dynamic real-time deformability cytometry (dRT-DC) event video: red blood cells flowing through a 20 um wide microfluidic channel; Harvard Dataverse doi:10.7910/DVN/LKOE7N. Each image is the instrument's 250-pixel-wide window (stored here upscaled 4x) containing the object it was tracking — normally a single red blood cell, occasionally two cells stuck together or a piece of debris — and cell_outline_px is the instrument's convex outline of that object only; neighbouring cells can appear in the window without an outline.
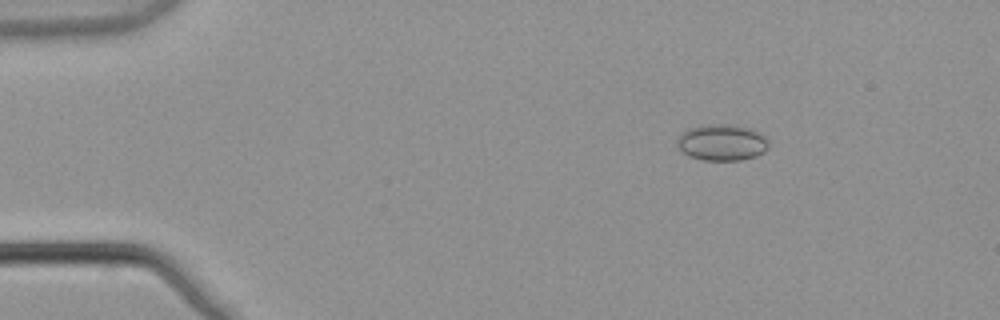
{"species": "common noctule bat (a hibernating species)", "species_latin": "Nyctalus noctula", "temperature_condition": "warm", "stored_images_in_passage": 4, "camera_frame_rate_fps": 3000, "um_per_image_px": 0.085, "animal": {"sex": "male", "body_mass_g": 21.5, "forearm_length_mm": 52.0}, "frame": {"image": 1, "passage_image": 4, "time_ms": 1.0, "image_size_px": [1000, 320], "cell_outline_px": [[768, 148], [764, 152], [756, 156], [740, 160], [704, 160], [688, 156], [676, 144], [676, 136], [688, 128], [700, 124], [736, 124], [752, 128], [760, 132], [768, 140]], "centroid_in_image_um": [61.35, 12.08], "position_along_channel_um": 23.6, "area_um2": 19.83}}